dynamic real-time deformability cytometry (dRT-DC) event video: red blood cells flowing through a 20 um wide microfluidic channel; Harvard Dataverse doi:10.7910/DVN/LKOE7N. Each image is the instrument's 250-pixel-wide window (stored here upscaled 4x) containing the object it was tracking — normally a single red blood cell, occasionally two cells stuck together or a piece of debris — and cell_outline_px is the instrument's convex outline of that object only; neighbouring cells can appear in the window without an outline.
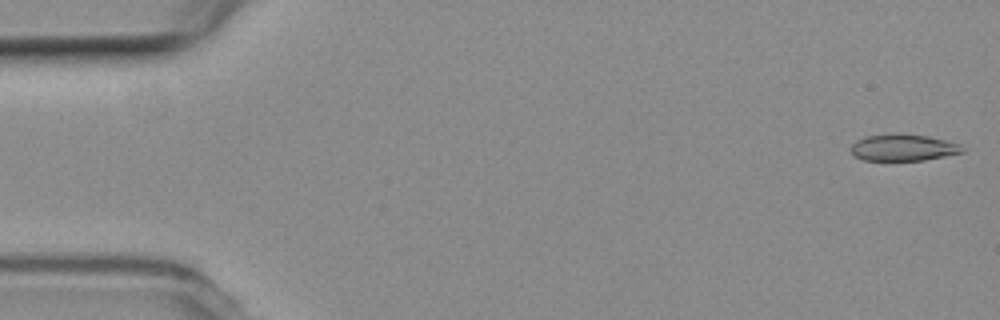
{"species": "common noctule bat (a hibernating species)", "species_latin": "Nyctalus noctula", "temperature_condition": "room temperature", "stored_images_in_passage": 55, "camera_frame_rate_fps": 3000, "um_per_image_px": 0.085, "animal": {"sex": "female", "body_mass_g": 19.3, "forearm_length_mm": 54.1}, "frame": {"image": 1, "passage_image": 1, "time_ms": 0.0, "image_size_px": [1000, 320], "cell_outline_px": [[964, 152], [924, 160], [864, 160], [852, 156], [852, 144], [856, 140], [864, 136], [900, 132], [928, 136], [960, 144], [964, 148]], "centroid_in_image_um": [76.75, 12.52], "position_along_channel_um": 8.3, "area_um2": 17.51}}
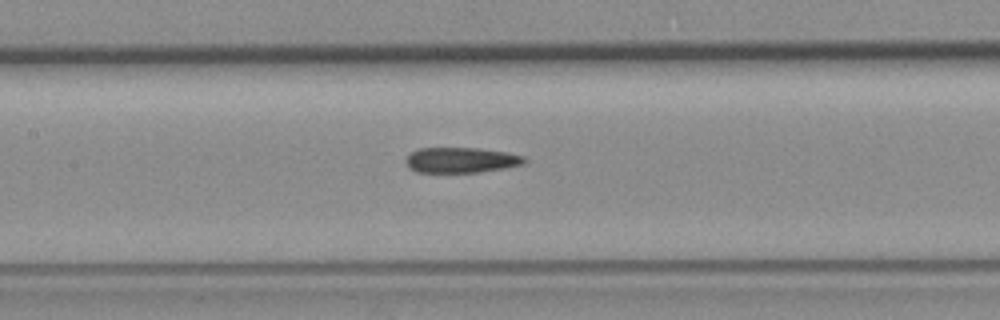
{"frame": {"image": 2, "passage_image": 25, "time_ms": 8.0, "image_size_px": [1000, 320], "cell_outline_px": [[528, 160], [524, 164], [508, 168], [480, 172], [416, 172], [408, 168], [404, 160], [412, 152], [420, 148], [476, 148], [508, 152], [524, 156]], "centroid_in_image_um": [39.23, 13.61], "position_along_channel_um": 168.2, "area_um2": 17.74}}
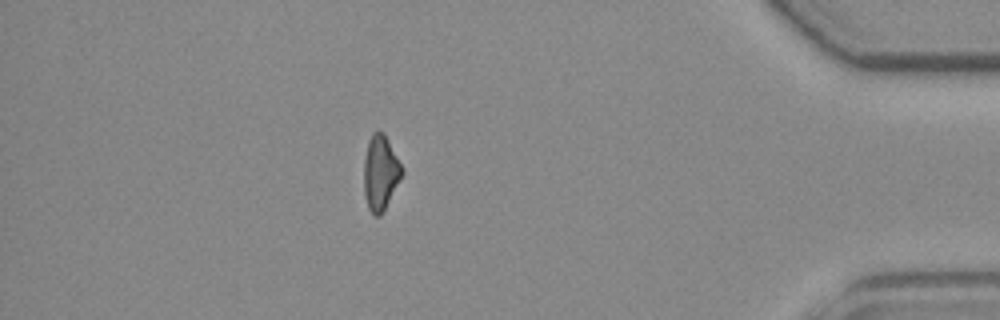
{"frame": {"image": 3, "passage_image": 48, "time_ms": 15.667, "image_size_px": [1000, 320], "cell_outline_px": [[404, 172], [380, 216], [372, 216], [368, 208], [364, 196], [364, 156], [368, 140], [372, 132], [380, 128], [384, 132], [404, 168]], "centroid_in_image_um": [32.33, 14.63], "position_along_channel_um": 402.9, "area_um2": 16.94}, "authors_computed_cell_mechanics": {"area_um2": 18.0914, "velocity_mm_per_s": 3.6925, "shape_relaxation_time_tau1_ms": null, "shape_relaxation_time_tau2_ms": 6.2124, "deformation_change_tau1": null, "deformation_change_tau2": 0.1679}}